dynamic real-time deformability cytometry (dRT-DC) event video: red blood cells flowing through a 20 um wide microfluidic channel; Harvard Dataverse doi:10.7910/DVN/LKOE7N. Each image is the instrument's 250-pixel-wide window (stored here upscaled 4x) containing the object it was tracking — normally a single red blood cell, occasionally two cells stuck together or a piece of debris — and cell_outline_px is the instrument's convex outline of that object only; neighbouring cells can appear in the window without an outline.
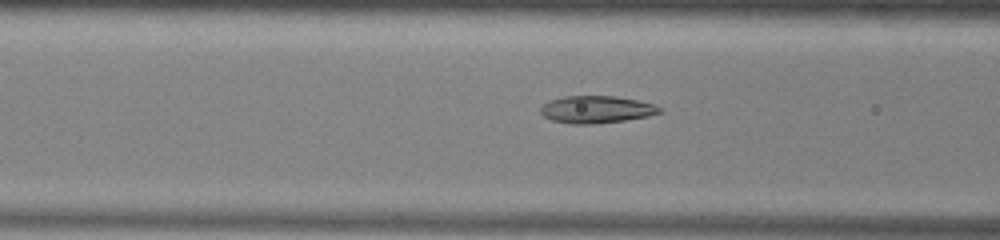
{"species": "common noctule bat (a hibernating species)", "species_latin": "Nyctalus noctula", "temperature_condition": "warm", "stored_images_in_passage": 39, "camera_frame_rate_fps": 3000, "um_per_image_px": 0.085, "animal": {"sex": "male", "body_mass_g": 13.0, "forearm_length_mm": 53.1}, "frame": {"image": 1, "passage_image": 7, "time_ms": 2.0, "image_size_px": [1000, 240], "cell_outline_px": [[664, 112], [648, 116], [624, 120], [592, 124], [572, 124], [552, 120], [544, 116], [540, 112], [540, 108], [548, 100], [564, 96], [612, 96], [636, 100], [652, 104], [664, 108]], "centroid_in_image_um": [50.7, 9.3], "position_along_channel_um": 115.9, "area_um2": 18.9}}
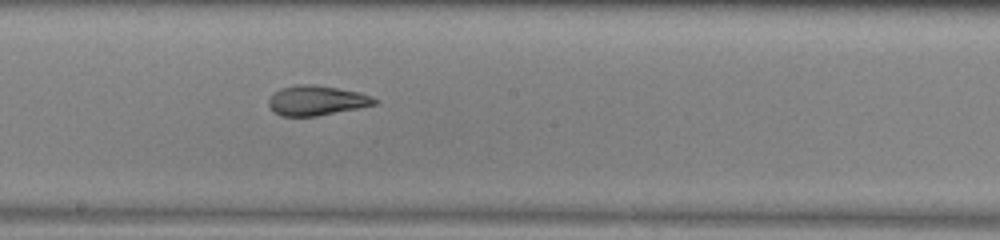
{"frame": {"image": 2, "passage_image": 15, "time_ms": 4.667, "image_size_px": [1000, 240], "cell_outline_px": [[376, 104], [360, 108], [316, 116], [280, 116], [268, 104], [268, 100], [272, 92], [280, 88], [296, 84], [312, 84], [360, 92], [372, 96], [376, 100]], "centroid_in_image_um": [26.89, 8.53], "position_along_channel_um": 221.3, "area_um2": 18.44}}
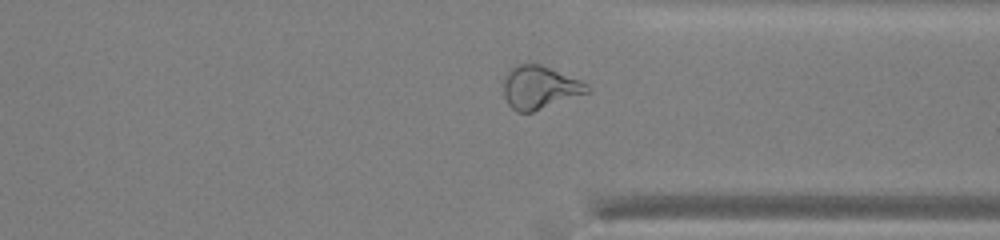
{"frame": {"image": 3, "passage_image": 26, "time_ms": 8.333, "image_size_px": [1000, 240], "cell_outline_px": [[592, 92], [532, 112], [516, 112], [508, 104], [504, 96], [504, 76], [508, 68], [516, 64], [540, 64], [580, 80], [588, 84], [592, 88]], "centroid_in_image_um": [45.88, 7.43], "position_along_channel_um": 365.5, "area_um2": 21.27}, "authors_computed_cell_mechanics": {"area_um2": 19.4786, "velocity_mm_per_s": 3.963, "shape_relaxation_time_tau1_ms": 11.1721, "shape_relaxation_time_tau2_ms": 1.5075, "deformation_change_tau1": 0.2829, "deformation_change_tau2": 0.088}}